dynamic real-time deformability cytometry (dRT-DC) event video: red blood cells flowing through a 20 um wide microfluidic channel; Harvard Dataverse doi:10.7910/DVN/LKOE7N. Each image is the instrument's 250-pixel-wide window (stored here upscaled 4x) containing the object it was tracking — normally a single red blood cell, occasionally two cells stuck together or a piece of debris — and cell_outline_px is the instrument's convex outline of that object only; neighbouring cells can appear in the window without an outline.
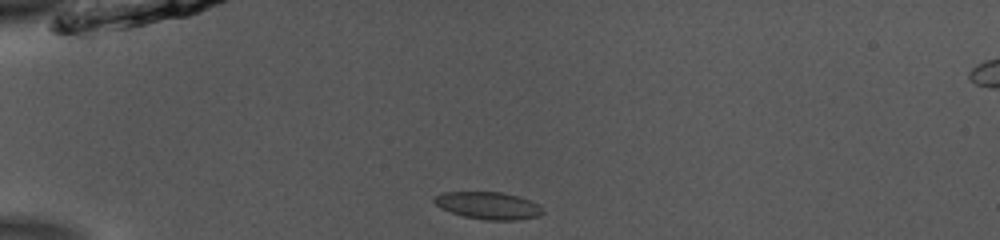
{"species": "common noctule bat (a hibernating species)", "species_latin": "Nyctalus noctula", "temperature_condition": "room temperature", "stored_images_in_passage": 39, "camera_frame_rate_fps": 3000, "um_per_image_px": 0.085, "animal": {"sex": "male", "body_mass_g": 13.0, "forearm_length_mm": 53.1}, "frame": {"image": 1, "passage_image": 1, "time_ms": 0.0, "image_size_px": [1000, 240], "cell_outline_px": [[544, 212], [540, 216], [516, 220], [484, 220], [464, 216], [440, 208], [432, 200], [436, 196], [444, 192], [500, 192], [516, 196], [540, 204], [544, 208]], "centroid_in_image_um": [41.54, 17.48], "position_along_channel_um": 43.5, "area_um2": 17.22}}
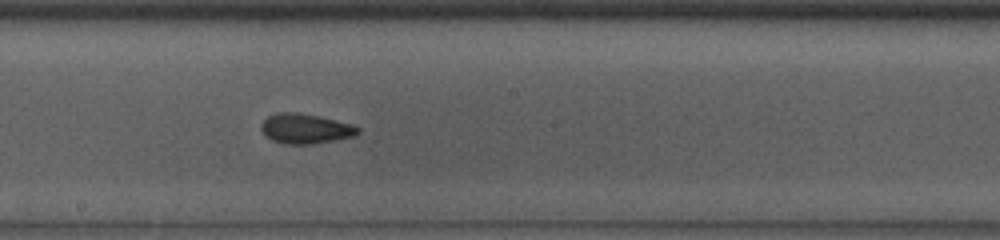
{"frame": {"image": 2, "passage_image": 17, "time_ms": 5.333, "image_size_px": [1000, 240], "cell_outline_px": [[360, 132], [352, 136], [336, 140], [312, 144], [284, 144], [272, 140], [264, 136], [260, 128], [260, 124], [268, 116], [276, 112], [300, 112], [320, 116], [352, 124], [360, 128]], "centroid_in_image_um": [25.93, 10.93], "position_along_channel_um": 222.3, "area_um2": 17.11}}
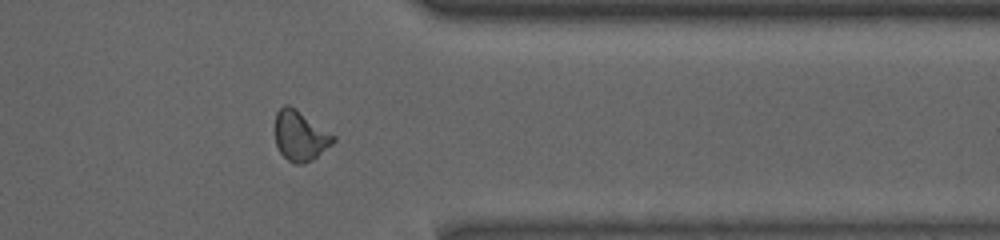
{"frame": {"image": 3, "passage_image": 30, "time_ms": 9.667, "image_size_px": [1000, 240], "cell_outline_px": [[336, 140], [332, 144], [312, 160], [300, 164], [296, 164], [288, 160], [280, 152], [276, 144], [276, 112], [284, 104], [288, 104], [296, 108], [336, 136]], "centroid_in_image_um": [25.53, 11.53], "position_along_channel_um": 385.9, "area_um2": 16.88}, "authors_computed_cell_mechanics": {"area_um2": 16.6464, "velocity_mm_per_s": 3.8903, "shape_relaxation_time_tau1_ms": 4.2463, "shape_relaxation_time_tau2_ms": 2.4633, "deformation_change_tau1": 0.1299, "deformation_change_tau2": 0.076}}